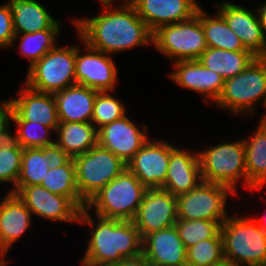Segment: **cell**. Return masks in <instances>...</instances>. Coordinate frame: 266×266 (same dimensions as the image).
Listing matches in <instances>:
<instances>
[{"instance_id": "obj_29", "label": "cell", "mask_w": 266, "mask_h": 266, "mask_svg": "<svg viewBox=\"0 0 266 266\" xmlns=\"http://www.w3.org/2000/svg\"><path fill=\"white\" fill-rule=\"evenodd\" d=\"M41 185L53 194L69 197L81 210L86 207L78 192L72 158L63 166L50 168Z\"/></svg>"}, {"instance_id": "obj_32", "label": "cell", "mask_w": 266, "mask_h": 266, "mask_svg": "<svg viewBox=\"0 0 266 266\" xmlns=\"http://www.w3.org/2000/svg\"><path fill=\"white\" fill-rule=\"evenodd\" d=\"M223 222L224 221H210L203 219H177L175 227L181 241L187 249L202 240L222 238L221 224Z\"/></svg>"}, {"instance_id": "obj_17", "label": "cell", "mask_w": 266, "mask_h": 266, "mask_svg": "<svg viewBox=\"0 0 266 266\" xmlns=\"http://www.w3.org/2000/svg\"><path fill=\"white\" fill-rule=\"evenodd\" d=\"M168 76L183 89L198 92L206 103L214 104L222 93L224 79L199 60L175 61Z\"/></svg>"}, {"instance_id": "obj_36", "label": "cell", "mask_w": 266, "mask_h": 266, "mask_svg": "<svg viewBox=\"0 0 266 266\" xmlns=\"http://www.w3.org/2000/svg\"><path fill=\"white\" fill-rule=\"evenodd\" d=\"M187 266H212L223 255V239L211 238L202 240L187 248Z\"/></svg>"}, {"instance_id": "obj_11", "label": "cell", "mask_w": 266, "mask_h": 266, "mask_svg": "<svg viewBox=\"0 0 266 266\" xmlns=\"http://www.w3.org/2000/svg\"><path fill=\"white\" fill-rule=\"evenodd\" d=\"M84 44V53L80 54V47L76 45L75 78L76 84L84 85L99 92L113 91L117 82V67L111 55L93 49Z\"/></svg>"}, {"instance_id": "obj_19", "label": "cell", "mask_w": 266, "mask_h": 266, "mask_svg": "<svg viewBox=\"0 0 266 266\" xmlns=\"http://www.w3.org/2000/svg\"><path fill=\"white\" fill-rule=\"evenodd\" d=\"M186 250L175 225L142 239V254L152 266H187Z\"/></svg>"}, {"instance_id": "obj_39", "label": "cell", "mask_w": 266, "mask_h": 266, "mask_svg": "<svg viewBox=\"0 0 266 266\" xmlns=\"http://www.w3.org/2000/svg\"><path fill=\"white\" fill-rule=\"evenodd\" d=\"M47 157L50 159L49 168L63 166L71 159L56 143L47 146Z\"/></svg>"}, {"instance_id": "obj_35", "label": "cell", "mask_w": 266, "mask_h": 266, "mask_svg": "<svg viewBox=\"0 0 266 266\" xmlns=\"http://www.w3.org/2000/svg\"><path fill=\"white\" fill-rule=\"evenodd\" d=\"M125 105L110 94V91L98 92L95 97L91 122L99 129L126 115Z\"/></svg>"}, {"instance_id": "obj_37", "label": "cell", "mask_w": 266, "mask_h": 266, "mask_svg": "<svg viewBox=\"0 0 266 266\" xmlns=\"http://www.w3.org/2000/svg\"><path fill=\"white\" fill-rule=\"evenodd\" d=\"M14 36L13 17L6 2L0 6V49L12 47Z\"/></svg>"}, {"instance_id": "obj_16", "label": "cell", "mask_w": 266, "mask_h": 266, "mask_svg": "<svg viewBox=\"0 0 266 266\" xmlns=\"http://www.w3.org/2000/svg\"><path fill=\"white\" fill-rule=\"evenodd\" d=\"M219 3L216 4V10L224 17L230 29L239 37L245 49L255 57H266V35L258 14L241 5L226 1Z\"/></svg>"}, {"instance_id": "obj_45", "label": "cell", "mask_w": 266, "mask_h": 266, "mask_svg": "<svg viewBox=\"0 0 266 266\" xmlns=\"http://www.w3.org/2000/svg\"><path fill=\"white\" fill-rule=\"evenodd\" d=\"M263 106H264L265 111H266V99H265V102H264ZM265 113H266V112H265ZM265 113L262 115V117H261V119H260L259 122H260V124L266 126V114H265Z\"/></svg>"}, {"instance_id": "obj_43", "label": "cell", "mask_w": 266, "mask_h": 266, "mask_svg": "<svg viewBox=\"0 0 266 266\" xmlns=\"http://www.w3.org/2000/svg\"><path fill=\"white\" fill-rule=\"evenodd\" d=\"M265 212L264 214H266ZM249 217H251L252 220L266 233V218L262 217V219H259L258 217H253V215Z\"/></svg>"}, {"instance_id": "obj_2", "label": "cell", "mask_w": 266, "mask_h": 266, "mask_svg": "<svg viewBox=\"0 0 266 266\" xmlns=\"http://www.w3.org/2000/svg\"><path fill=\"white\" fill-rule=\"evenodd\" d=\"M90 214V210L83 208L79 215L78 224L94 227L81 266L115 265L124 258L142 254V238L132 221L99 216L94 221Z\"/></svg>"}, {"instance_id": "obj_25", "label": "cell", "mask_w": 266, "mask_h": 266, "mask_svg": "<svg viewBox=\"0 0 266 266\" xmlns=\"http://www.w3.org/2000/svg\"><path fill=\"white\" fill-rule=\"evenodd\" d=\"M55 143L71 158L98 145V129L92 122H59Z\"/></svg>"}, {"instance_id": "obj_34", "label": "cell", "mask_w": 266, "mask_h": 266, "mask_svg": "<svg viewBox=\"0 0 266 266\" xmlns=\"http://www.w3.org/2000/svg\"><path fill=\"white\" fill-rule=\"evenodd\" d=\"M23 151L24 149L13 138L0 144V183H12L13 186L8 192L14 194L21 171Z\"/></svg>"}, {"instance_id": "obj_46", "label": "cell", "mask_w": 266, "mask_h": 266, "mask_svg": "<svg viewBox=\"0 0 266 266\" xmlns=\"http://www.w3.org/2000/svg\"><path fill=\"white\" fill-rule=\"evenodd\" d=\"M5 255H3L2 253H0V266H6L8 261L5 259Z\"/></svg>"}, {"instance_id": "obj_1", "label": "cell", "mask_w": 266, "mask_h": 266, "mask_svg": "<svg viewBox=\"0 0 266 266\" xmlns=\"http://www.w3.org/2000/svg\"><path fill=\"white\" fill-rule=\"evenodd\" d=\"M103 8L99 15L73 20L77 34L89 47L113 55L153 44V32L130 3Z\"/></svg>"}, {"instance_id": "obj_38", "label": "cell", "mask_w": 266, "mask_h": 266, "mask_svg": "<svg viewBox=\"0 0 266 266\" xmlns=\"http://www.w3.org/2000/svg\"><path fill=\"white\" fill-rule=\"evenodd\" d=\"M0 103V144H3L12 138L9 123L13 119V107L10 99Z\"/></svg>"}, {"instance_id": "obj_20", "label": "cell", "mask_w": 266, "mask_h": 266, "mask_svg": "<svg viewBox=\"0 0 266 266\" xmlns=\"http://www.w3.org/2000/svg\"><path fill=\"white\" fill-rule=\"evenodd\" d=\"M176 148L170 154L166 181L162 189L175 197L196 188L202 181L198 151Z\"/></svg>"}, {"instance_id": "obj_5", "label": "cell", "mask_w": 266, "mask_h": 266, "mask_svg": "<svg viewBox=\"0 0 266 266\" xmlns=\"http://www.w3.org/2000/svg\"><path fill=\"white\" fill-rule=\"evenodd\" d=\"M221 235L224 257L243 266H266V233L251 217L229 215Z\"/></svg>"}, {"instance_id": "obj_40", "label": "cell", "mask_w": 266, "mask_h": 266, "mask_svg": "<svg viewBox=\"0 0 266 266\" xmlns=\"http://www.w3.org/2000/svg\"><path fill=\"white\" fill-rule=\"evenodd\" d=\"M108 266H152L147 258L141 254L133 258H124L118 264Z\"/></svg>"}, {"instance_id": "obj_27", "label": "cell", "mask_w": 266, "mask_h": 266, "mask_svg": "<svg viewBox=\"0 0 266 266\" xmlns=\"http://www.w3.org/2000/svg\"><path fill=\"white\" fill-rule=\"evenodd\" d=\"M196 15L201 21L207 47L228 51H248L217 10L215 16L211 15V17L200 6Z\"/></svg>"}, {"instance_id": "obj_3", "label": "cell", "mask_w": 266, "mask_h": 266, "mask_svg": "<svg viewBox=\"0 0 266 266\" xmlns=\"http://www.w3.org/2000/svg\"><path fill=\"white\" fill-rule=\"evenodd\" d=\"M147 188L125 168L86 204L94 215L107 219L132 221Z\"/></svg>"}, {"instance_id": "obj_41", "label": "cell", "mask_w": 266, "mask_h": 266, "mask_svg": "<svg viewBox=\"0 0 266 266\" xmlns=\"http://www.w3.org/2000/svg\"><path fill=\"white\" fill-rule=\"evenodd\" d=\"M256 9L264 34L266 35V2Z\"/></svg>"}, {"instance_id": "obj_31", "label": "cell", "mask_w": 266, "mask_h": 266, "mask_svg": "<svg viewBox=\"0 0 266 266\" xmlns=\"http://www.w3.org/2000/svg\"><path fill=\"white\" fill-rule=\"evenodd\" d=\"M49 163L47 146L25 148L22 154L20 175L16 183V192L23 186L41 185L50 169Z\"/></svg>"}, {"instance_id": "obj_42", "label": "cell", "mask_w": 266, "mask_h": 266, "mask_svg": "<svg viewBox=\"0 0 266 266\" xmlns=\"http://www.w3.org/2000/svg\"><path fill=\"white\" fill-rule=\"evenodd\" d=\"M212 266H243V265H240L235 261H233L232 259L223 256L219 261H216Z\"/></svg>"}, {"instance_id": "obj_7", "label": "cell", "mask_w": 266, "mask_h": 266, "mask_svg": "<svg viewBox=\"0 0 266 266\" xmlns=\"http://www.w3.org/2000/svg\"><path fill=\"white\" fill-rule=\"evenodd\" d=\"M76 45L55 46L40 60L28 67L25 85L32 90L51 93L76 84Z\"/></svg>"}, {"instance_id": "obj_9", "label": "cell", "mask_w": 266, "mask_h": 266, "mask_svg": "<svg viewBox=\"0 0 266 266\" xmlns=\"http://www.w3.org/2000/svg\"><path fill=\"white\" fill-rule=\"evenodd\" d=\"M72 159L78 192L86 203L127 168L118 156L99 145Z\"/></svg>"}, {"instance_id": "obj_21", "label": "cell", "mask_w": 266, "mask_h": 266, "mask_svg": "<svg viewBox=\"0 0 266 266\" xmlns=\"http://www.w3.org/2000/svg\"><path fill=\"white\" fill-rule=\"evenodd\" d=\"M32 216L16 194H5L0 201V253L7 255L12 245L29 229Z\"/></svg>"}, {"instance_id": "obj_26", "label": "cell", "mask_w": 266, "mask_h": 266, "mask_svg": "<svg viewBox=\"0 0 266 266\" xmlns=\"http://www.w3.org/2000/svg\"><path fill=\"white\" fill-rule=\"evenodd\" d=\"M250 139H243L247 189L261 190L266 184V126L258 123Z\"/></svg>"}, {"instance_id": "obj_44", "label": "cell", "mask_w": 266, "mask_h": 266, "mask_svg": "<svg viewBox=\"0 0 266 266\" xmlns=\"http://www.w3.org/2000/svg\"><path fill=\"white\" fill-rule=\"evenodd\" d=\"M100 1V4L103 6H112L113 3H115V0H98ZM125 1V2H124ZM131 0H122L121 2H124L125 4L130 3Z\"/></svg>"}, {"instance_id": "obj_22", "label": "cell", "mask_w": 266, "mask_h": 266, "mask_svg": "<svg viewBox=\"0 0 266 266\" xmlns=\"http://www.w3.org/2000/svg\"><path fill=\"white\" fill-rule=\"evenodd\" d=\"M13 111L23 120L51 127L55 132L59 124L57 104L53 94L20 88L19 97L10 99Z\"/></svg>"}, {"instance_id": "obj_8", "label": "cell", "mask_w": 266, "mask_h": 266, "mask_svg": "<svg viewBox=\"0 0 266 266\" xmlns=\"http://www.w3.org/2000/svg\"><path fill=\"white\" fill-rule=\"evenodd\" d=\"M153 46L172 62L198 60L208 48L199 17L163 25L153 32Z\"/></svg>"}, {"instance_id": "obj_33", "label": "cell", "mask_w": 266, "mask_h": 266, "mask_svg": "<svg viewBox=\"0 0 266 266\" xmlns=\"http://www.w3.org/2000/svg\"><path fill=\"white\" fill-rule=\"evenodd\" d=\"M12 121L17 125L16 135H13L12 138L23 149L42 148L55 144V140L49 135L51 131H54L51 127L32 121H23L14 111Z\"/></svg>"}, {"instance_id": "obj_6", "label": "cell", "mask_w": 266, "mask_h": 266, "mask_svg": "<svg viewBox=\"0 0 266 266\" xmlns=\"http://www.w3.org/2000/svg\"><path fill=\"white\" fill-rule=\"evenodd\" d=\"M202 179L229 187L237 195V183L247 187L245 145L243 138L225 141L198 151Z\"/></svg>"}, {"instance_id": "obj_12", "label": "cell", "mask_w": 266, "mask_h": 266, "mask_svg": "<svg viewBox=\"0 0 266 266\" xmlns=\"http://www.w3.org/2000/svg\"><path fill=\"white\" fill-rule=\"evenodd\" d=\"M177 198L162 188L147 189L132 222L143 239L149 233L175 225Z\"/></svg>"}, {"instance_id": "obj_28", "label": "cell", "mask_w": 266, "mask_h": 266, "mask_svg": "<svg viewBox=\"0 0 266 266\" xmlns=\"http://www.w3.org/2000/svg\"><path fill=\"white\" fill-rule=\"evenodd\" d=\"M255 58L250 51H228L208 47L198 60L227 80L243 72Z\"/></svg>"}, {"instance_id": "obj_14", "label": "cell", "mask_w": 266, "mask_h": 266, "mask_svg": "<svg viewBox=\"0 0 266 266\" xmlns=\"http://www.w3.org/2000/svg\"><path fill=\"white\" fill-rule=\"evenodd\" d=\"M15 194L32 215L51 222H79L81 209L69 197L53 194L42 185L23 186Z\"/></svg>"}, {"instance_id": "obj_18", "label": "cell", "mask_w": 266, "mask_h": 266, "mask_svg": "<svg viewBox=\"0 0 266 266\" xmlns=\"http://www.w3.org/2000/svg\"><path fill=\"white\" fill-rule=\"evenodd\" d=\"M130 4L152 32L163 25L189 20L200 7L196 0H131Z\"/></svg>"}, {"instance_id": "obj_24", "label": "cell", "mask_w": 266, "mask_h": 266, "mask_svg": "<svg viewBox=\"0 0 266 266\" xmlns=\"http://www.w3.org/2000/svg\"><path fill=\"white\" fill-rule=\"evenodd\" d=\"M13 17L15 34L35 33L44 29H61L60 20H56L50 12L37 0H8Z\"/></svg>"}, {"instance_id": "obj_30", "label": "cell", "mask_w": 266, "mask_h": 266, "mask_svg": "<svg viewBox=\"0 0 266 266\" xmlns=\"http://www.w3.org/2000/svg\"><path fill=\"white\" fill-rule=\"evenodd\" d=\"M61 29H44L35 33L15 34L12 45L18 43L19 51L28 59L29 67L40 60L46 53L52 50L55 41L60 35Z\"/></svg>"}, {"instance_id": "obj_10", "label": "cell", "mask_w": 266, "mask_h": 266, "mask_svg": "<svg viewBox=\"0 0 266 266\" xmlns=\"http://www.w3.org/2000/svg\"><path fill=\"white\" fill-rule=\"evenodd\" d=\"M235 193L227 186L202 181L193 190L177 196L178 219L224 221L225 205Z\"/></svg>"}, {"instance_id": "obj_4", "label": "cell", "mask_w": 266, "mask_h": 266, "mask_svg": "<svg viewBox=\"0 0 266 266\" xmlns=\"http://www.w3.org/2000/svg\"><path fill=\"white\" fill-rule=\"evenodd\" d=\"M266 99V57H256L249 66L233 78L224 80L221 95L213 104L233 115L253 114L258 101Z\"/></svg>"}, {"instance_id": "obj_15", "label": "cell", "mask_w": 266, "mask_h": 266, "mask_svg": "<svg viewBox=\"0 0 266 266\" xmlns=\"http://www.w3.org/2000/svg\"><path fill=\"white\" fill-rule=\"evenodd\" d=\"M127 115L98 129V145L110 150L127 164L149 139L148 127L136 126Z\"/></svg>"}, {"instance_id": "obj_13", "label": "cell", "mask_w": 266, "mask_h": 266, "mask_svg": "<svg viewBox=\"0 0 266 266\" xmlns=\"http://www.w3.org/2000/svg\"><path fill=\"white\" fill-rule=\"evenodd\" d=\"M166 141L148 139L126 164L127 168L147 188H162L166 181L170 154L176 149Z\"/></svg>"}, {"instance_id": "obj_23", "label": "cell", "mask_w": 266, "mask_h": 266, "mask_svg": "<svg viewBox=\"0 0 266 266\" xmlns=\"http://www.w3.org/2000/svg\"><path fill=\"white\" fill-rule=\"evenodd\" d=\"M98 92L84 85L74 84L54 93L59 122H91Z\"/></svg>"}]
</instances>
